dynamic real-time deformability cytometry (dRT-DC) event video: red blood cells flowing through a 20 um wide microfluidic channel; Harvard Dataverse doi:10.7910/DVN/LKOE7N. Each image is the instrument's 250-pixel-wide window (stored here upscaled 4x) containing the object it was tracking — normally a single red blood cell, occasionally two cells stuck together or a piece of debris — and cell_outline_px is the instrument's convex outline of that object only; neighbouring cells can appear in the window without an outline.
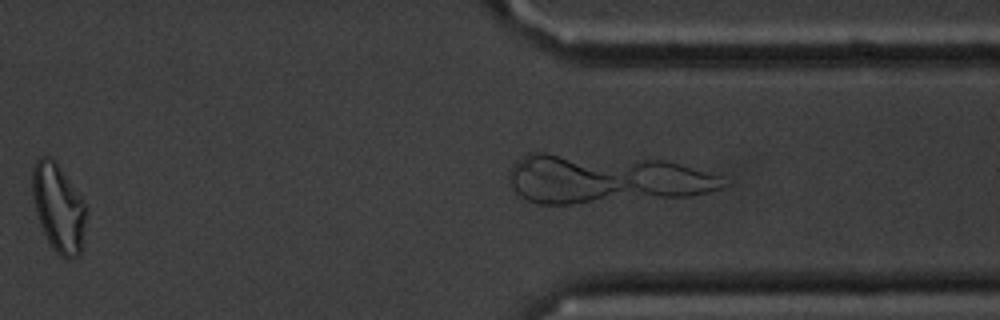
{"species": "common noctule bat (a hibernating species)", "species_latin": "Nyctalus noctula", "temperature_condition": "cold", "stored_images_in_passage": 39, "camera_frame_rate_fps": 3000, "um_per_image_px": 0.085, "animal": {"sex": "male", "body_mass_g": 20.1, "forearm_length_mm": 53.5}, "frame": {"image": 1, "passage_image": 32, "time_ms": 10.333, "image_size_px": [1000, 320], "cell_outline_px": [[84, 228], [80, 256], [68, 260], [60, 256], [52, 248], [40, 224], [36, 212], [32, 196], [32, 168], [36, 160], [40, 156], [48, 156], [56, 160], [84, 204]], "centroid_in_image_um": [4.93, 17.66], "position_along_channel_um": 406.5, "area_um2": 27.22}}